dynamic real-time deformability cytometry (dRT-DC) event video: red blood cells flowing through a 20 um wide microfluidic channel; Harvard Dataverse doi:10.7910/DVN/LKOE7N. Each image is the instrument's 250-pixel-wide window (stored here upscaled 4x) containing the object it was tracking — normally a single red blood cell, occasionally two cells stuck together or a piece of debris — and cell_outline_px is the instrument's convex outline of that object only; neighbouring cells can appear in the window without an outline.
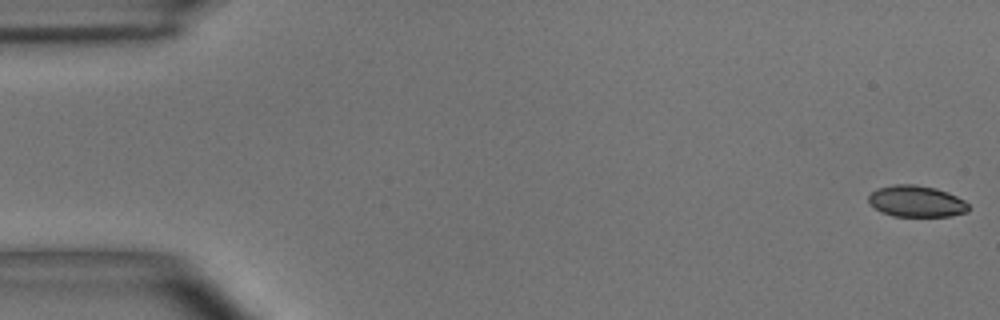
{"species": "common noctule bat (a hibernating species)", "species_latin": "Nyctalus noctula", "temperature_condition": "room temperature", "stored_images_in_passage": 54, "camera_frame_rate_fps": 3000, "um_per_image_px": 0.085, "animal": {"sex": "male", "body_mass_g": 15.6}, "frame": {"image": 1, "passage_image": 1, "time_ms": 0.0, "image_size_px": [1000, 320], "cell_outline_px": [[968, 212], [948, 216], [892, 216], [880, 212], [868, 200], [868, 196], [876, 188], [892, 184], [916, 184], [936, 188], [948, 192], [964, 200], [968, 204]], "centroid_in_image_um": [77.88, 17.1], "position_along_channel_um": 7.1, "area_um2": 18.38}}
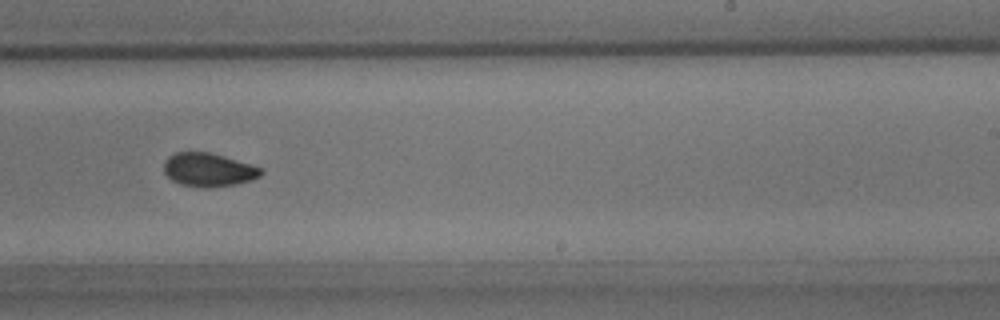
{"frame": {"image": 2, "passage_image": 34, "time_ms": 11.0, "image_size_px": [1000, 320], "cell_outline_px": [[264, 172], [260, 176], [252, 180], [236, 184], [212, 188], [204, 188], [180, 184], [172, 180], [164, 172], [164, 164], [168, 156], [176, 152], [208, 152], [224, 156], [264, 168]], "centroid_in_image_um": [17.75, 14.44], "position_along_channel_um": 271.2, "area_um2": 19.13}}
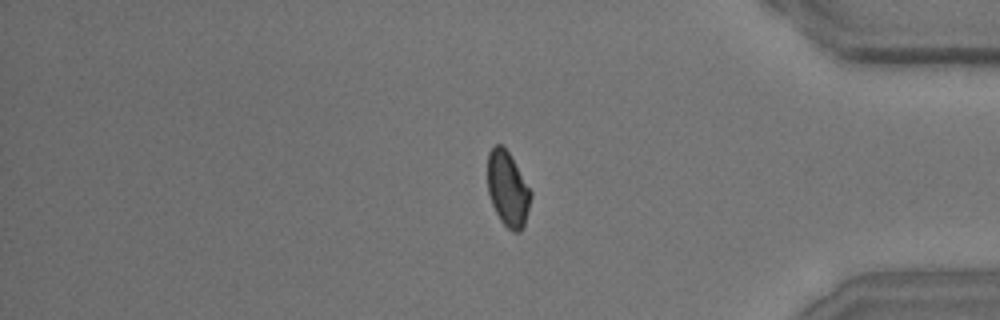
{"frame": {"image": 3, "passage_image": 46, "time_ms": 15.0, "image_size_px": [1000, 320], "cell_outline_px": [[532, 196], [524, 224], [520, 232], [516, 232], [508, 228], [500, 220], [492, 204], [488, 192], [488, 152], [496, 144], [500, 144], [508, 152], [532, 192]], "centroid_in_image_um": [43.15, 16.07], "position_along_channel_um": 392.0, "area_um2": 18.55}, "authors_computed_cell_mechanics": {"area_um2": 19.1607, "velocity_mm_per_s": 3.6421, "shape_relaxation_time_tau1_ms": 4.9594, "shape_relaxation_time_tau2_ms": 1.5409, "deformation_change_tau1": 0.1023, "deformation_change_tau2": 0.056}}